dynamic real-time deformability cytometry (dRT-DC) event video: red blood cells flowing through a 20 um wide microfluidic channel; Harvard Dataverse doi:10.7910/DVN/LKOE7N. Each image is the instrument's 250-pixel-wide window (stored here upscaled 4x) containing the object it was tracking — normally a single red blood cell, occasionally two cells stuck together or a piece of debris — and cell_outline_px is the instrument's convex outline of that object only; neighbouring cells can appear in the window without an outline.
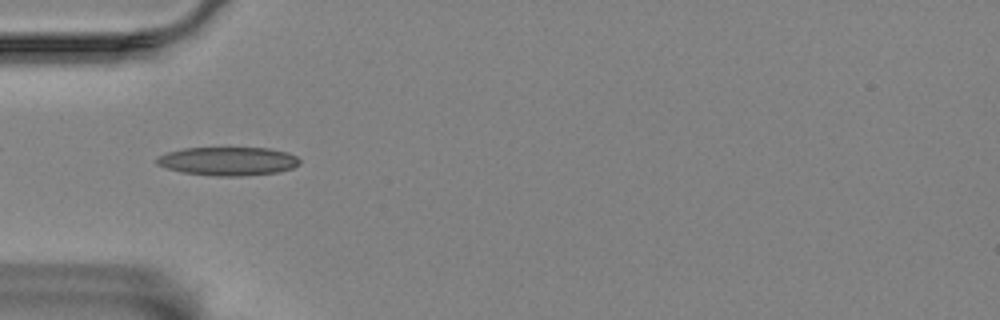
{"species": "Egyptian fruit bat (a non-hibernating species)", "species_latin": "Rousettus aegyptiacus", "temperature_condition": "room temperature", "stored_images_in_passage": 57, "camera_frame_rate_fps": 3000, "um_per_image_px": 0.085, "animal": {"sex": "female"}, "frame": {"image": 1, "passage_image": 18, "time_ms": 5.667, "image_size_px": [1000, 320], "cell_outline_px": [[300, 164], [292, 168], [276, 172], [240, 176], [216, 176], [184, 172], [168, 168], [156, 164], [156, 156], [168, 152], [184, 148], [268, 148], [288, 152], [296, 156], [300, 160]], "centroid_in_image_um": [19.38, 13.69], "position_along_channel_um": 65.6, "area_um2": 23.64}}
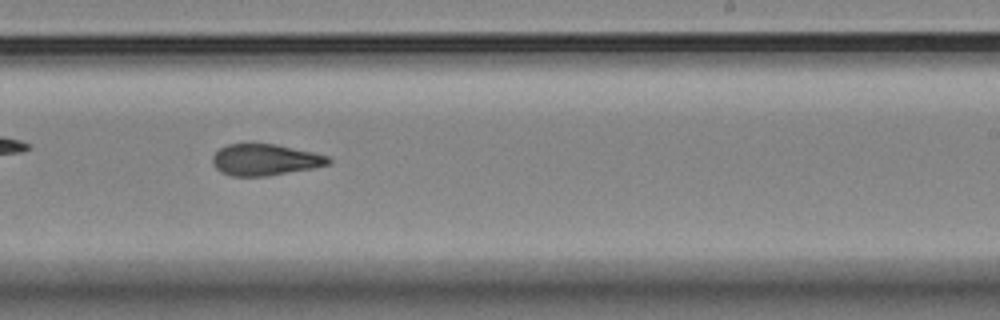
{"frame": {"image": 2, "passage_image": 35, "time_ms": 11.333, "image_size_px": [1000, 320], "cell_outline_px": [[332, 164], [312, 168], [268, 176], [232, 176], [220, 172], [212, 164], [212, 156], [220, 148], [228, 144], [276, 144], [312, 152], [328, 156], [332, 160]], "centroid_in_image_um": [22.53, 13.59], "position_along_channel_um": 266.5, "area_um2": 21.21}}
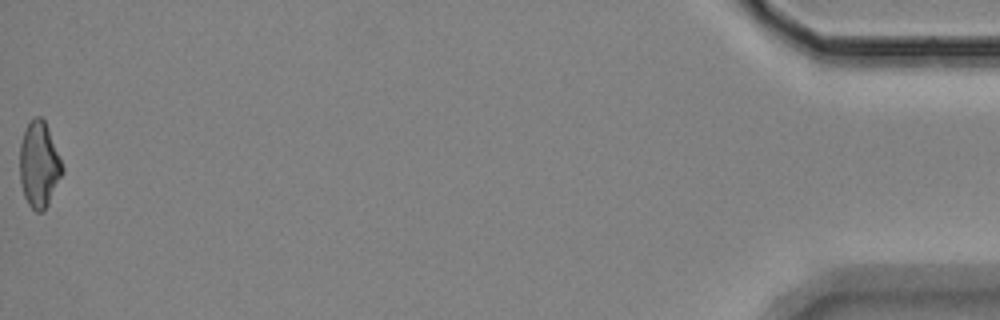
{"frame": {"image": 3, "passage_image": 57, "time_ms": 18.667, "image_size_px": [1000, 320], "cell_outline_px": [[64, 172], [44, 212], [36, 212], [28, 204], [24, 196], [20, 184], [20, 144], [24, 132], [28, 124], [36, 116], [40, 116], [44, 120], [48, 128], [64, 168]], "centroid_in_image_um": [3.32, 14.03], "position_along_channel_um": 431.9, "area_um2": 21.21}, "authors_computed_cell_mechanics": {"area_um2": 21.6172, "velocity_mm_per_s": 3.5433, "shape_relaxation_time_tau1_ms": 10.6436, "shape_relaxation_time_tau2_ms": 4.0683, "deformation_change_tau1": 0.2315, "deformation_change_tau2": 0.1157}}